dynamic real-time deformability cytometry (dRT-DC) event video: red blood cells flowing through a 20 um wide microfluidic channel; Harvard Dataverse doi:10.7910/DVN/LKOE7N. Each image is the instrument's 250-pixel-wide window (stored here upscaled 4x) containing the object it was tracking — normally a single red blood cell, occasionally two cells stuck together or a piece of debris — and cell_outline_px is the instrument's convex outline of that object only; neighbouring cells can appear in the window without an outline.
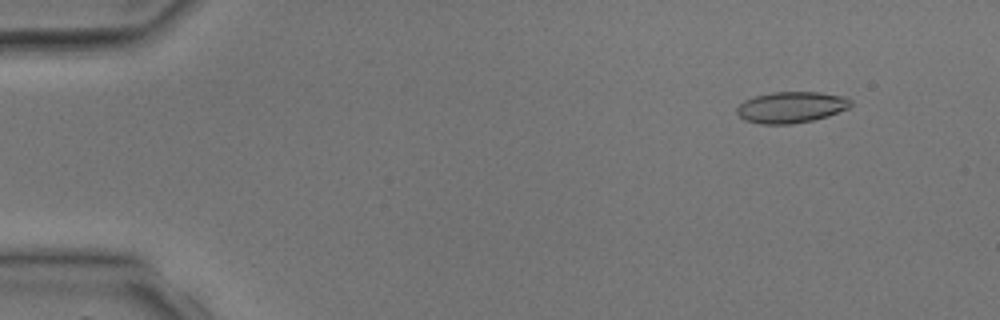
{"species": "common noctule bat (a hibernating species)", "species_latin": "Nyctalus noctula", "temperature_condition": "room temperature", "stored_images_in_passage": 4, "camera_frame_rate_fps": 3000, "um_per_image_px": 0.085, "animal": {"sex": "male", "body_mass_g": 17.9, "forearm_length_mm": 54.2}, "frame": {"image": 1, "passage_image": 2, "time_ms": 1.333, "image_size_px": [1000, 320], "cell_outline_px": [[852, 104], [848, 108], [828, 116], [812, 120], [792, 124], [760, 124], [744, 120], [736, 112], [736, 108], [744, 100], [756, 96], [772, 92], [820, 92], [844, 96], [852, 100]], "centroid_in_image_um": [67.25, 9.11], "position_along_channel_um": 17.8, "area_um2": 20.75}}
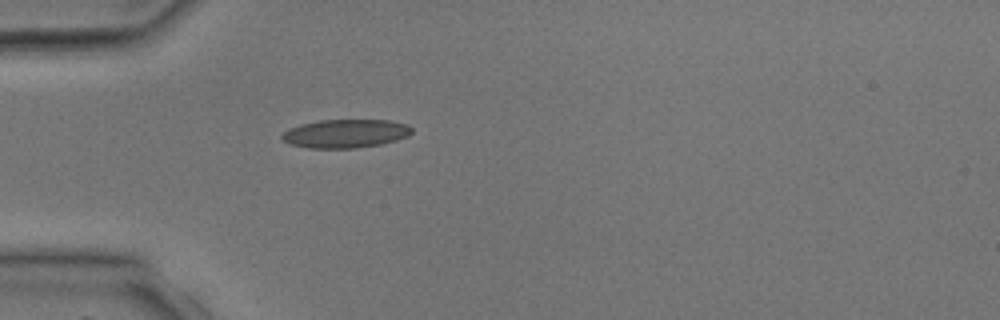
{"frame": {"image": 2, "passage_image": 4, "time_ms": 4.0, "image_size_px": [1000, 320], "cell_outline_px": [[412, 132], [408, 136], [396, 140], [380, 144], [356, 148], [308, 148], [292, 144], [280, 140], [280, 136], [288, 128], [300, 124], [320, 120], [388, 120], [408, 124], [412, 128]], "centroid_in_image_um": [29.35, 11.35], "position_along_channel_um": 55.7, "area_um2": 21.68}}